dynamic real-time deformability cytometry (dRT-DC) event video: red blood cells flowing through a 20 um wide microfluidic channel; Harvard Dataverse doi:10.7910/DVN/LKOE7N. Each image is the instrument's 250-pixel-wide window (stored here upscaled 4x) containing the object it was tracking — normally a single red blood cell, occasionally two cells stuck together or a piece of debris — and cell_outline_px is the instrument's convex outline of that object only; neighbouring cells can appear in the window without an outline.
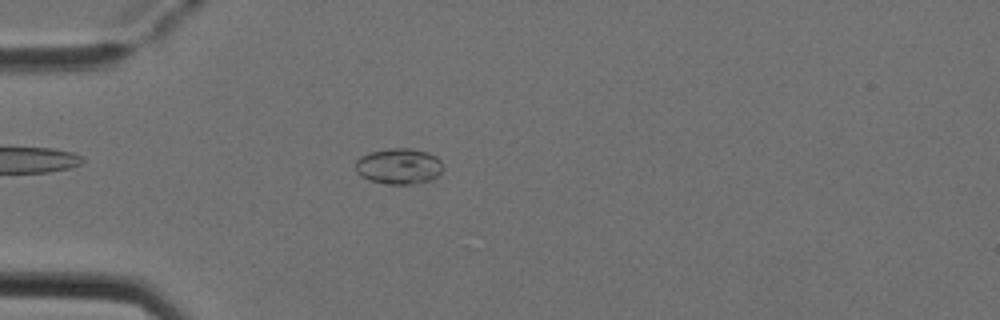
{"species": "Egyptian fruit bat (a non-hibernating species)", "species_latin": "Rousettus aegyptiacus", "temperature_condition": "cold", "stored_images_in_passage": 5, "camera_frame_rate_fps": 3000, "um_per_image_px": 0.085, "animal": {"sex": "female"}, "frame": {"image": 1, "passage_image": 5, "time_ms": 1.333, "image_size_px": [1000, 320], "cell_outline_px": [[444, 168], [432, 180], [412, 184], [388, 184], [368, 180], [360, 176], [356, 172], [356, 160], [360, 156], [368, 152], [388, 148], [412, 148], [428, 152], [436, 156], [440, 160]], "centroid_in_image_um": [33.89, 14.12], "position_along_channel_um": 51.1, "area_um2": 18.55}}